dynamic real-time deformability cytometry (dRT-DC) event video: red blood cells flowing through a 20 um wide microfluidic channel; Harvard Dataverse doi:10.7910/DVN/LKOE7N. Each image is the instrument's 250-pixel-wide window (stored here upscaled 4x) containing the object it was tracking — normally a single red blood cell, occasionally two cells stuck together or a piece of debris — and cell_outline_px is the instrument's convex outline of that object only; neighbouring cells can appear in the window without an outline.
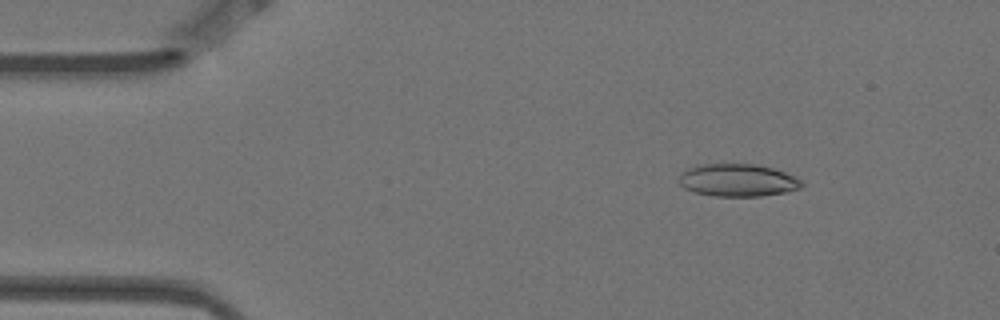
{"species": "Egyptian fruit bat (a non-hibernating species)", "species_latin": "Rousettus aegyptiacus", "temperature_condition": "warm", "stored_images_in_passage": 5, "camera_frame_rate_fps": 3000, "um_per_image_px": 0.085, "animal": {"sex": "female"}, "frame": {"image": 1, "passage_image": 3, "time_ms": 0.667, "image_size_px": [1000, 320], "cell_outline_px": [[804, 184], [800, 188], [784, 192], [760, 196], [712, 196], [692, 192], [684, 188], [680, 184], [680, 176], [688, 168], [696, 164], [756, 164], [772, 168], [796, 176]], "centroid_in_image_um": [62.69, 15.32], "position_along_channel_um": 22.3, "area_um2": 23.29}}